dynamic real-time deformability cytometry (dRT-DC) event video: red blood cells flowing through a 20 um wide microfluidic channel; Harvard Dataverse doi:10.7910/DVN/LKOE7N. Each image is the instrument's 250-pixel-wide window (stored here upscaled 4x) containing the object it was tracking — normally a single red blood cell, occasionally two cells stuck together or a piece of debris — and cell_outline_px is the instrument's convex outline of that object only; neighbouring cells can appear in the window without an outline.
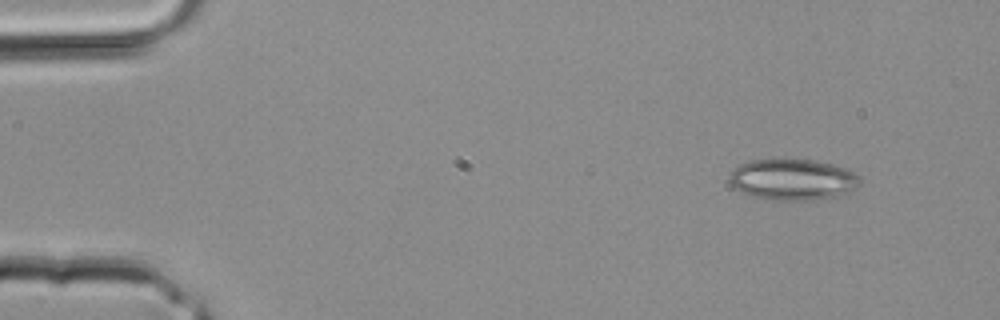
{"species": "common noctule bat (a hibernating species)", "species_latin": "Nyctalus noctula", "temperature_condition": "room temperature", "stored_images_in_passage": 3, "camera_frame_rate_fps": 3000, "um_per_image_px": 0.085, "animal": {"sex": "male", "body_mass_g": 20.4}, "frame": {"image": 1, "passage_image": 1, "time_ms": 0.0, "image_size_px": [1000, 320], "cell_outline_px": [[860, 184], [848, 192], [836, 196], [816, 200], [772, 200], [752, 196], [740, 192], [728, 180], [728, 176], [740, 164], [748, 160], [816, 160], [832, 164], [844, 168], [860, 176]], "centroid_in_image_um": [67.37, 15.27], "position_along_channel_um": 17.6, "area_um2": 31.15}}